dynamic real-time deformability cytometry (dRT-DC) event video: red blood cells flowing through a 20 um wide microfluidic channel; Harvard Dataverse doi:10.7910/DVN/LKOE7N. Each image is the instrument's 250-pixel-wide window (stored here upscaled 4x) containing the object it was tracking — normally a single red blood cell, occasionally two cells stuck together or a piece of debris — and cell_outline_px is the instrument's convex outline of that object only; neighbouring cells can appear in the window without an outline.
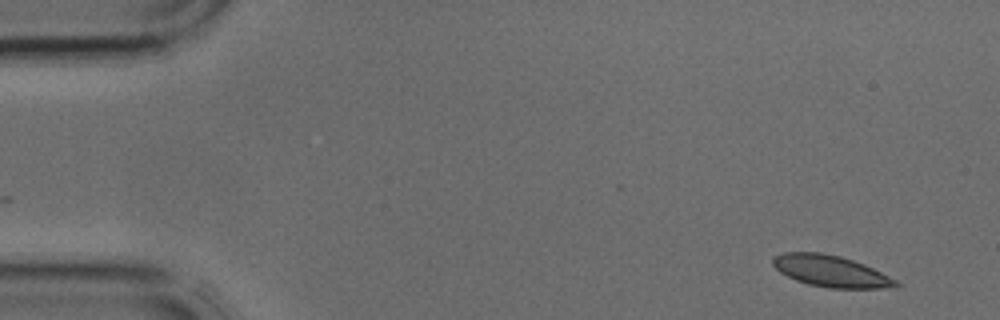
{"species": "common noctule bat (a hibernating species)", "species_latin": "Nyctalus noctula", "temperature_condition": "cold", "stored_images_in_passage": 3, "camera_frame_rate_fps": 3000, "um_per_image_px": 0.085, "animal": {"sex": "male", "body_mass_g": 17.9, "forearm_length_mm": 54.2}, "frame": {"image": 1, "passage_image": 1, "time_ms": 0.0, "image_size_px": [1000, 320], "cell_outline_px": [[900, 284], [896, 288], [832, 288], [808, 284], [796, 280], [780, 272], [772, 264], [772, 256], [784, 252], [820, 252], [840, 256], [864, 264], [896, 280]], "centroid_in_image_um": [70.6, 23.04], "position_along_channel_um": 14.4, "area_um2": 22.48}}